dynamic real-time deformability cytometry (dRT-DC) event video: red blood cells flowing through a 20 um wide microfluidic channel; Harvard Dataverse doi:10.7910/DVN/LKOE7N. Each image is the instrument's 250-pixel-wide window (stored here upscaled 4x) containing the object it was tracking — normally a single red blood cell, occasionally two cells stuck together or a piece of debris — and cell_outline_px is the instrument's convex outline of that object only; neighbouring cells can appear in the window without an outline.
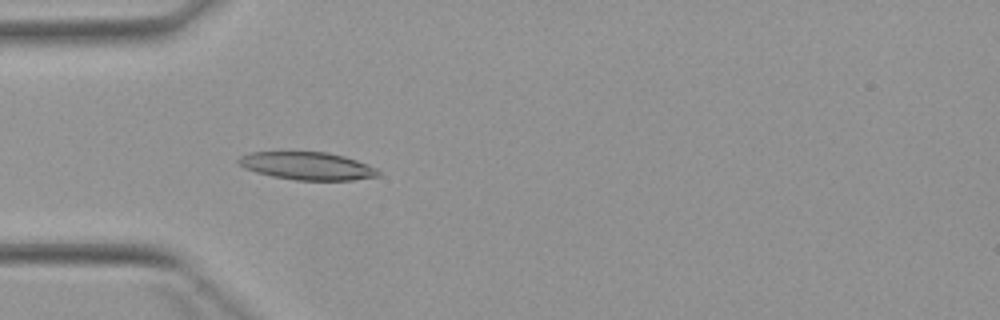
{"species": "Egyptian fruit bat (a non-hibernating species)", "species_latin": "Rousettus aegyptiacus", "temperature_condition": "warm", "stored_images_in_passage": 6, "camera_frame_rate_fps": 3000, "um_per_image_px": 0.085, "animal": {"sex": "female"}, "frame": {"image": 1, "passage_image": 6, "time_ms": 6.0, "image_size_px": [1000, 320], "cell_outline_px": [[380, 176], [352, 180], [296, 180], [272, 176], [256, 172], [244, 168], [236, 160], [240, 156], [252, 152], [324, 152], [344, 156], [368, 164], [376, 168], [380, 172]], "centroid_in_image_um": [26.13, 14.11], "position_along_channel_um": 58.9, "area_um2": 22.54}}